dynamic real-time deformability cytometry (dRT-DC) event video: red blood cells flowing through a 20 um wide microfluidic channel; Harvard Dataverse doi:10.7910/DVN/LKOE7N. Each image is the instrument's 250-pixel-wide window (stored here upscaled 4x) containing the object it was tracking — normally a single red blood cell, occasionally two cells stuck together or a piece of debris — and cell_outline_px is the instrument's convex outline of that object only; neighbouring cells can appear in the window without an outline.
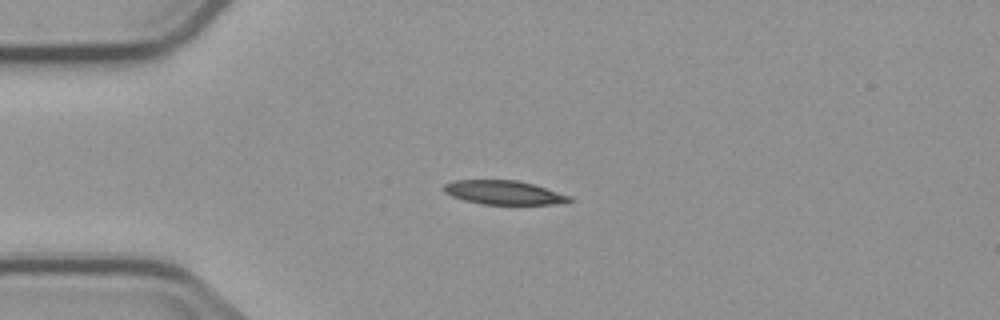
{"species": "common noctule bat (a hibernating species)", "species_latin": "Nyctalus noctula", "temperature_condition": "cold", "stored_images_in_passage": 5, "camera_frame_rate_fps": 3000, "um_per_image_px": 0.085, "animal": {"sex": "male", "body_mass_g": 23.1, "forearm_length_mm": 52.7}, "frame": {"image": 1, "passage_image": 4, "time_ms": 3.667, "image_size_px": [1000, 320], "cell_outline_px": [[572, 200], [552, 204], [480, 204], [464, 200], [452, 196], [444, 192], [444, 184], [452, 180], [516, 180], [532, 184], [572, 196]], "centroid_in_image_um": [42.78, 16.36], "position_along_channel_um": 42.2, "area_um2": 17.34}}